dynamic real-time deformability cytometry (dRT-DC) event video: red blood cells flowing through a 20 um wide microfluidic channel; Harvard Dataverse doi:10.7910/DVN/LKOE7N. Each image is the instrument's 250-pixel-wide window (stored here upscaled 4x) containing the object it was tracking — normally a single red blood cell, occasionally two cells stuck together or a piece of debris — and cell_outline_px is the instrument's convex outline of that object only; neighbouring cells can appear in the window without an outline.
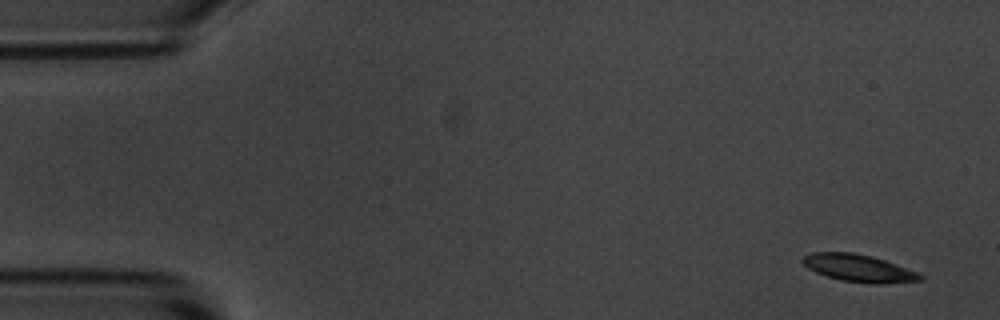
{"species": "common noctule bat (a hibernating species)", "species_latin": "Nyctalus noctula", "temperature_condition": "room temperature", "stored_images_in_passage": 10, "camera_frame_rate_fps": 3000, "um_per_image_px": 0.085, "animal": {"sex": "male", "body_mass_g": 20.1, "forearm_length_mm": 53.5}, "frame": {"image": 1, "passage_image": 1, "time_ms": 0.0, "image_size_px": [1000, 320], "cell_outline_px": [[924, 280], [880, 284], [876, 284], [840, 280], [816, 272], [808, 268], [800, 260], [804, 256], [812, 252], [852, 252], [872, 256], [896, 264], [916, 272], [924, 276]], "centroid_in_image_um": [72.99, 22.79], "position_along_channel_um": 12.0, "area_um2": 18.61}}
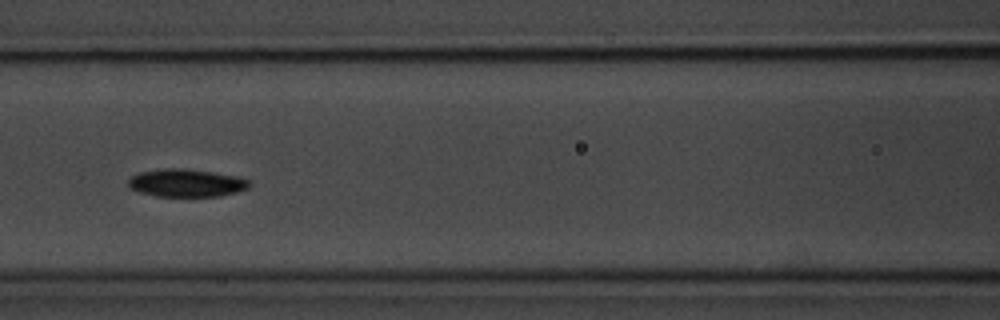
{"frame": {"image": 2, "passage_image": 7, "time_ms": 7.0, "image_size_px": [1000, 320], "cell_outline_px": [[252, 184], [248, 188], [236, 192], [220, 196], [156, 196], [140, 192], [128, 188], [128, 180], [132, 176], [140, 172], [164, 168], [184, 168], [212, 172], [236, 176], [248, 180]], "centroid_in_image_um": [15.82, 15.55], "position_along_channel_um": 150.8, "area_um2": 19.59}}
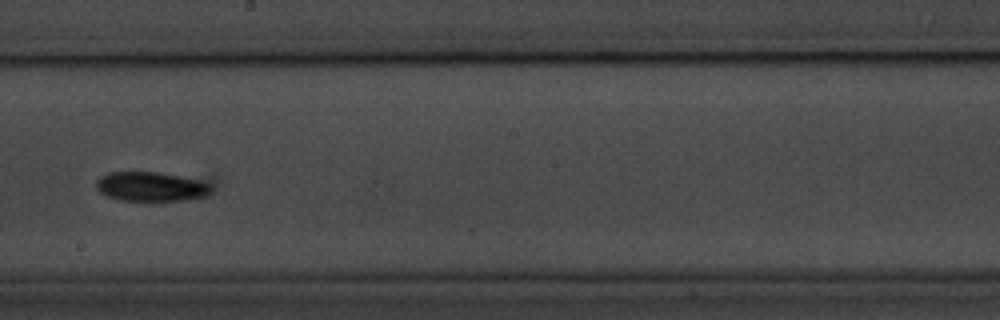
{"frame": {"image": 3, "passage_image": 9, "time_ms": 9.333, "image_size_px": [1000, 320], "cell_outline_px": [[212, 192], [204, 196], [184, 200], [152, 204], [120, 200], [108, 196], [100, 192], [96, 188], [96, 180], [100, 176], [108, 172], [156, 172], [180, 176], [200, 180], [212, 184]], "centroid_in_image_um": [12.84, 15.91], "position_along_channel_um": 235.4, "area_um2": 20.58}}